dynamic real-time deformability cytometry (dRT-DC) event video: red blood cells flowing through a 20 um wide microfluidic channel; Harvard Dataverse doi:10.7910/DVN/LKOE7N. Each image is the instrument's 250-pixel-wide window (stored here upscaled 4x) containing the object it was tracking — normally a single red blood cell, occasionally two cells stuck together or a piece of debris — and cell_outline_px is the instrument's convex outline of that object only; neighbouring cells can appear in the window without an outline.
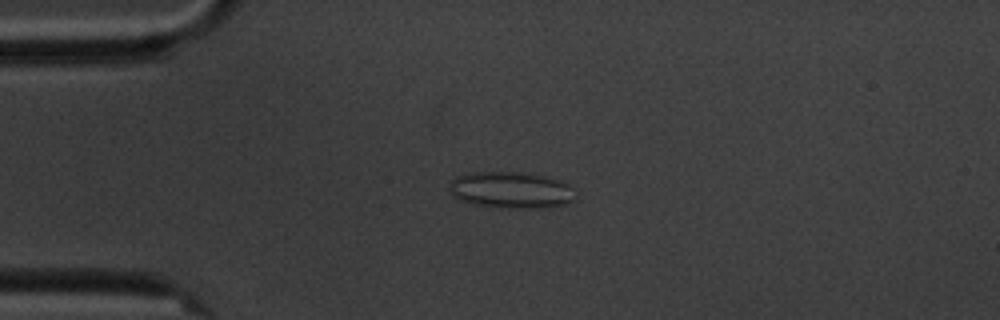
{"species": "common noctule bat (a hibernating species)", "species_latin": "Nyctalus noctula", "temperature_condition": "cold", "stored_images_in_passage": 4, "camera_frame_rate_fps": 3000, "um_per_image_px": 0.085, "animal": {"sex": "male", "body_mass_g": 20.1, "forearm_length_mm": 53.5}, "frame": {"image": 1, "passage_image": 4, "time_ms": 3.333, "image_size_px": [1000, 320], "cell_outline_px": [[576, 200], [568, 204], [544, 208], [516, 208], [472, 204], [460, 200], [448, 188], [452, 180], [456, 176], [476, 172], [524, 172], [548, 176], [564, 180], [576, 188]], "centroid_in_image_um": [43.58, 16.14], "position_along_channel_um": 41.4, "area_um2": 27.34}}